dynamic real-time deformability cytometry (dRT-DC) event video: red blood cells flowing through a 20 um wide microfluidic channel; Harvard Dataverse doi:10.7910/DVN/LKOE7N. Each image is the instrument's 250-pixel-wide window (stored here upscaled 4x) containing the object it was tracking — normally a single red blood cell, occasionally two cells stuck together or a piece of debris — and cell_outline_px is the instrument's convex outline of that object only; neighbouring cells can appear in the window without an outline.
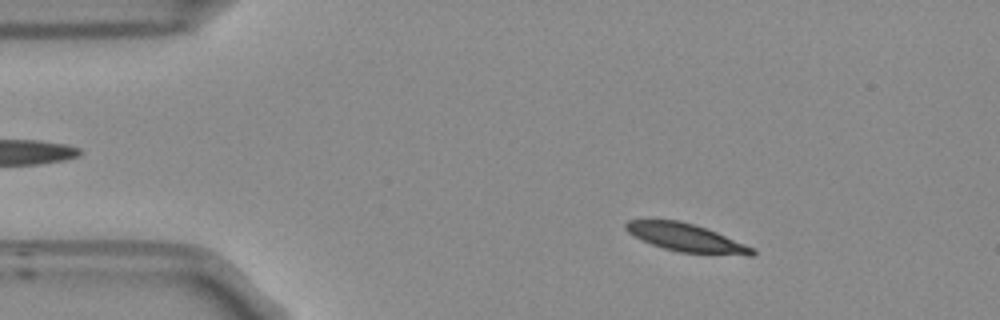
{"species": "Egyptian fruit bat (a non-hibernating species)", "species_latin": "Rousettus aegyptiacus", "temperature_condition": "room temperature", "stored_images_in_passage": 54, "camera_frame_rate_fps": 3000, "um_per_image_px": 0.085, "frame": {"image": 1, "passage_image": 8, "time_ms": 2.333, "image_size_px": [1000, 320], "cell_outline_px": [[756, 252], [752, 256], [748, 256], [680, 252], [664, 248], [652, 244], [628, 232], [624, 228], [624, 224], [628, 220], [680, 220], [716, 232], [756, 248]], "centroid_in_image_um": [58.38, 20.21], "position_along_channel_um": 26.6, "area_um2": 20.46}}
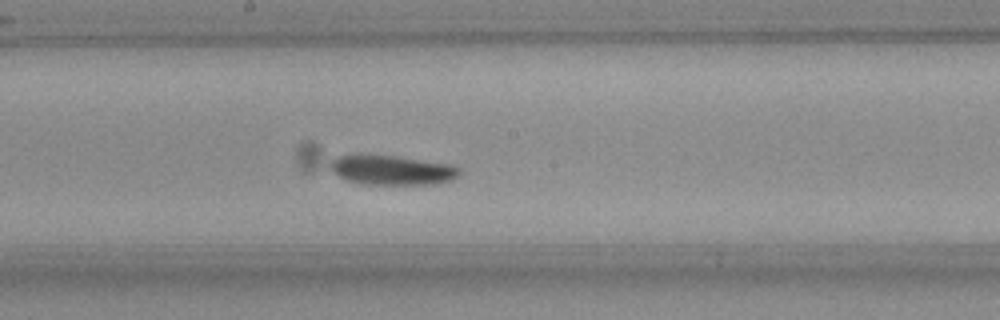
{"frame": {"image": 2, "passage_image": 28, "time_ms": 9.0, "image_size_px": [1000, 320], "cell_outline_px": [[460, 172], [452, 180], [436, 184], [364, 184], [348, 180], [336, 176], [328, 168], [332, 160], [336, 156], [360, 152], [396, 156], [448, 164], [460, 168]], "centroid_in_image_um": [33.21, 14.42], "position_along_channel_um": 215.0, "area_um2": 22.77}}
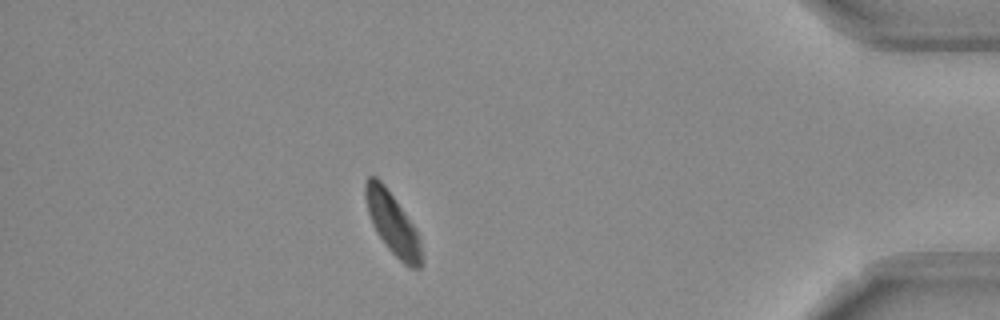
{"frame": {"image": 3, "passage_image": 47, "time_ms": 15.333, "image_size_px": [1000, 320], "cell_outline_px": [[420, 268], [408, 268], [388, 248], [376, 232], [372, 224], [368, 212], [364, 196], [364, 184], [368, 176], [376, 176], [380, 180], [416, 228], [420, 236]], "centroid_in_image_um": [33.33, 18.98], "position_along_channel_um": 401.9, "area_um2": 19.83}, "authors_computed_cell_mechanics": {"area_um2": 21.5883, "velocity_mm_per_s": 3.6914, "shape_relaxation_time_tau1_ms": 2.3657, "shape_relaxation_time_tau2_ms": 4.1042, "deformation_change_tau1": 0.0976, "deformation_change_tau2": 0.1049}}